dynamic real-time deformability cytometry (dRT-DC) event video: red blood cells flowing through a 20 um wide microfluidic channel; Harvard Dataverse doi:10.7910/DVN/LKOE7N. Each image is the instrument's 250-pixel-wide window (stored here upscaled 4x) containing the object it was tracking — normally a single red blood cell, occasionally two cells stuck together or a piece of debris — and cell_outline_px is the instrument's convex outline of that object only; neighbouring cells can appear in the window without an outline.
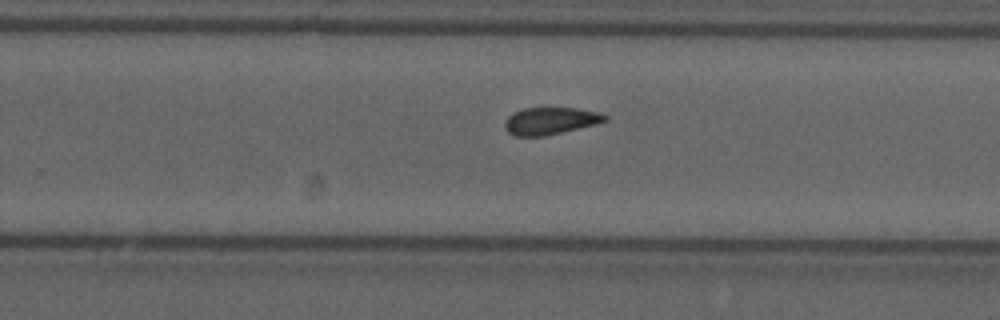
{"species": "common noctule bat (a hibernating species)", "species_latin": "Nyctalus noctula", "temperature_condition": "cold", "stored_images_in_passage": 12, "camera_frame_rate_fps": 3000, "um_per_image_px": 0.085, "animal": {"sex": "male", "forearm_length_mm": 52.5}, "frame": {"image": 1, "passage_image": 9, "time_ms": 2.667, "image_size_px": [1000, 320], "cell_outline_px": [[608, 120], [596, 124], [544, 136], [516, 136], [508, 132], [504, 128], [504, 120], [512, 112], [524, 108], [576, 108], [600, 112], [608, 116]], "centroid_in_image_um": [46.76, 10.27], "position_along_channel_um": 283.0, "area_um2": 15.95}}
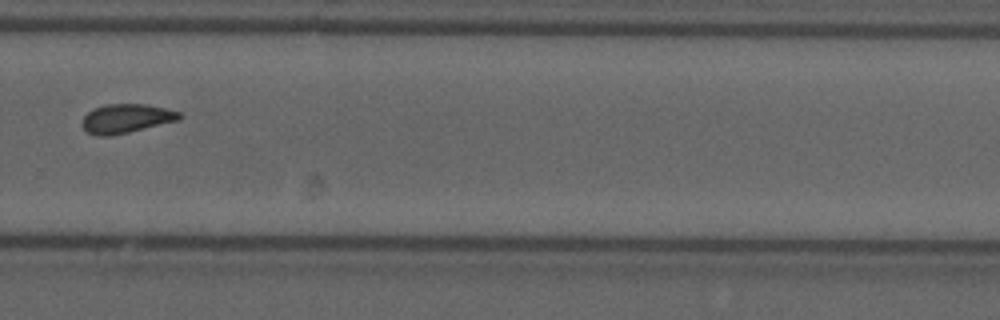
{"frame": {"image": 2, "passage_image": 10, "time_ms": 3.0, "image_size_px": [1000, 320], "cell_outline_px": [[184, 116], [180, 120], [128, 132], [108, 136], [96, 136], [88, 132], [80, 124], [84, 116], [92, 108], [104, 104], [148, 104], [180, 112]], "centroid_in_image_um": [10.72, 10.06], "position_along_channel_um": 319.1, "area_um2": 16.59}}